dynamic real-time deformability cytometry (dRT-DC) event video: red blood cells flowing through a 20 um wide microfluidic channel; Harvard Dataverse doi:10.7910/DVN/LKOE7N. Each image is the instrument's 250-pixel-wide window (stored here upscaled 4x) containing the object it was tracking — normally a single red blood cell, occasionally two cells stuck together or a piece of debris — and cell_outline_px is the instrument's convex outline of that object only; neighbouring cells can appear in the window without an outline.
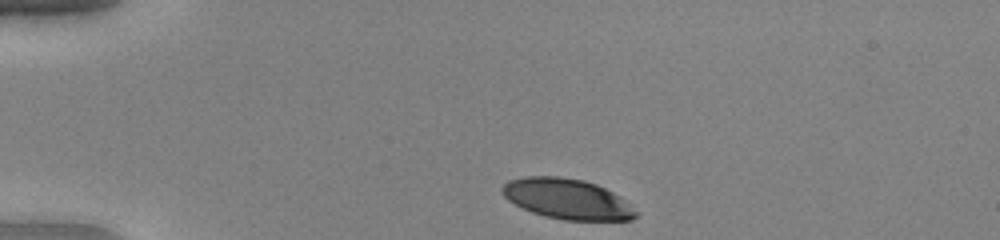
{"species": "human", "species_latin": "Homo sapiens", "temperature_condition": "warm", "stored_images_in_passage": 37, "camera_frame_rate_fps": 3000, "um_per_image_px": 0.085, "donor": {"sex": "female"}, "frame": {"image": 1, "passage_image": 1, "time_ms": 0.0, "image_size_px": [1000, 240], "cell_outline_px": [[640, 212], [632, 220], [564, 220], [544, 216], [532, 212], [508, 200], [500, 192], [500, 188], [508, 180], [524, 176], [556, 176], [584, 180], [596, 184], [620, 196]], "centroid_in_image_um": [48.21, 16.91], "position_along_channel_um": 36.8, "area_um2": 31.56}}
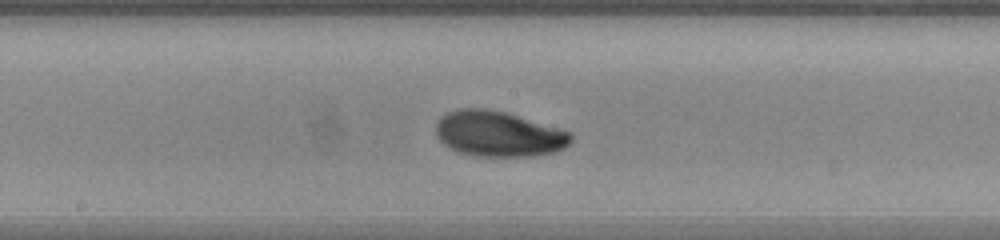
{"frame": {"image": 2, "passage_image": 18, "time_ms": 5.667, "image_size_px": [1000, 240], "cell_outline_px": [[572, 140], [564, 148], [556, 152], [532, 156], [476, 156], [456, 152], [444, 144], [436, 136], [436, 124], [440, 116], [456, 108], [484, 108], [504, 112], [560, 128], [572, 132]], "centroid_in_image_um": [42.36, 11.38], "position_along_channel_um": 205.8, "area_um2": 36.01}}
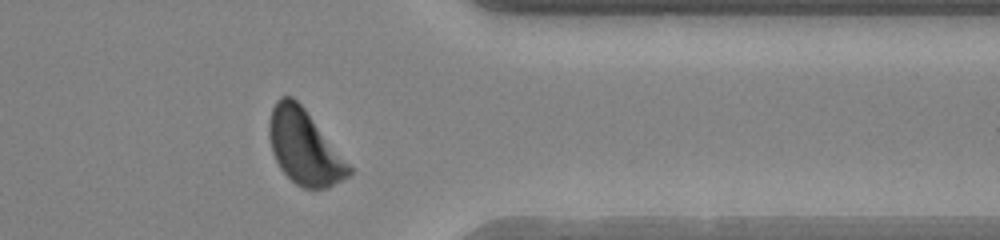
{"frame": {"image": 3, "passage_image": 32, "time_ms": 10.333, "image_size_px": [1000, 240], "cell_outline_px": [[352, 172], [348, 176], [328, 188], [304, 188], [296, 184], [280, 168], [272, 152], [268, 136], [268, 124], [272, 108], [276, 100], [280, 96], [292, 96], [304, 108], [352, 168]], "centroid_in_image_um": [25.83, 12.5], "position_along_channel_um": 385.6, "area_um2": 34.22}, "authors_computed_cell_mechanics": {"area_um2": 34.391, "velocity_mm_per_s": 4.0039, "shape_relaxation_time_tau1_ms": 2.2435, "shape_relaxation_time_tau2_ms": null, "deformation_change_tau1": 0.1428, "deformation_change_tau2": null}}